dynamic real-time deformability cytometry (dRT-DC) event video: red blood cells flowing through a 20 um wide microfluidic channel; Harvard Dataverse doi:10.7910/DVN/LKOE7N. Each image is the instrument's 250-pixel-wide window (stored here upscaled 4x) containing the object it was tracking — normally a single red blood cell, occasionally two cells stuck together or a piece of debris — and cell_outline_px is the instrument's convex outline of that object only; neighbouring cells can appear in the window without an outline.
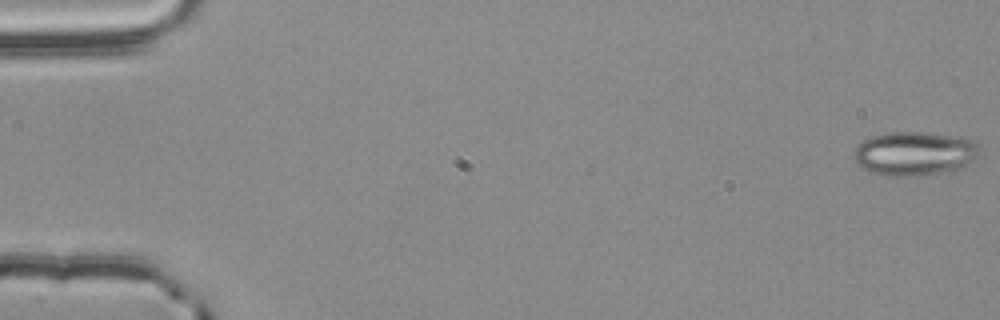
{"species": "common noctule bat (a hibernating species)", "species_latin": "Nyctalus noctula", "temperature_condition": "room temperature", "stored_images_in_passage": 12, "camera_frame_rate_fps": 3000, "um_per_image_px": 0.085, "animal": {"sex": "male", "body_mass_g": 20.4}, "frame": {"image": 1, "passage_image": 1, "time_ms": 0.0, "image_size_px": [1000, 320], "cell_outline_px": [[980, 148], [976, 160], [964, 168], [956, 172], [908, 176], [884, 176], [868, 172], [852, 156], [852, 152], [864, 140], [872, 136], [888, 132], [924, 132], [972, 140], [980, 144]], "centroid_in_image_um": [77.78, 13.08], "position_along_channel_um": 7.2, "area_um2": 32.6}}